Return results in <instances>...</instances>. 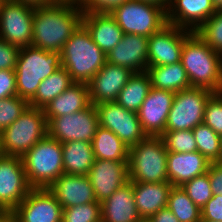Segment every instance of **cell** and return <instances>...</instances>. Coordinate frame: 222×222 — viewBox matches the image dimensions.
<instances>
[{
	"label": "cell",
	"mask_w": 222,
	"mask_h": 222,
	"mask_svg": "<svg viewBox=\"0 0 222 222\" xmlns=\"http://www.w3.org/2000/svg\"><path fill=\"white\" fill-rule=\"evenodd\" d=\"M76 2L59 0L51 5L35 7L31 46L61 52L67 40L82 24L83 11H78L72 5Z\"/></svg>",
	"instance_id": "6da1fadb"
},
{
	"label": "cell",
	"mask_w": 222,
	"mask_h": 222,
	"mask_svg": "<svg viewBox=\"0 0 222 222\" xmlns=\"http://www.w3.org/2000/svg\"><path fill=\"white\" fill-rule=\"evenodd\" d=\"M222 55L193 32L183 44L181 63L191 87L222 92Z\"/></svg>",
	"instance_id": "7a4b0ae2"
},
{
	"label": "cell",
	"mask_w": 222,
	"mask_h": 222,
	"mask_svg": "<svg viewBox=\"0 0 222 222\" xmlns=\"http://www.w3.org/2000/svg\"><path fill=\"white\" fill-rule=\"evenodd\" d=\"M61 65L76 83H88L106 63L105 53L81 24L63 46Z\"/></svg>",
	"instance_id": "3957f363"
},
{
	"label": "cell",
	"mask_w": 222,
	"mask_h": 222,
	"mask_svg": "<svg viewBox=\"0 0 222 222\" xmlns=\"http://www.w3.org/2000/svg\"><path fill=\"white\" fill-rule=\"evenodd\" d=\"M60 52L33 46L20 48L15 68L17 96L30 101L44 79L61 67Z\"/></svg>",
	"instance_id": "277c9868"
},
{
	"label": "cell",
	"mask_w": 222,
	"mask_h": 222,
	"mask_svg": "<svg viewBox=\"0 0 222 222\" xmlns=\"http://www.w3.org/2000/svg\"><path fill=\"white\" fill-rule=\"evenodd\" d=\"M21 158L32 188H48L64 173L62 143L48 135Z\"/></svg>",
	"instance_id": "5b68a950"
},
{
	"label": "cell",
	"mask_w": 222,
	"mask_h": 222,
	"mask_svg": "<svg viewBox=\"0 0 222 222\" xmlns=\"http://www.w3.org/2000/svg\"><path fill=\"white\" fill-rule=\"evenodd\" d=\"M167 149L161 137L147 136L129 148L128 173L131 182L168 181Z\"/></svg>",
	"instance_id": "8992f818"
},
{
	"label": "cell",
	"mask_w": 222,
	"mask_h": 222,
	"mask_svg": "<svg viewBox=\"0 0 222 222\" xmlns=\"http://www.w3.org/2000/svg\"><path fill=\"white\" fill-rule=\"evenodd\" d=\"M44 110L28 107L10 126L0 133L3 155L22 157L38 141L48 135Z\"/></svg>",
	"instance_id": "52a82bcc"
},
{
	"label": "cell",
	"mask_w": 222,
	"mask_h": 222,
	"mask_svg": "<svg viewBox=\"0 0 222 222\" xmlns=\"http://www.w3.org/2000/svg\"><path fill=\"white\" fill-rule=\"evenodd\" d=\"M124 34L150 37L167 24L166 11L155 4L127 0L109 12Z\"/></svg>",
	"instance_id": "ba28073f"
},
{
	"label": "cell",
	"mask_w": 222,
	"mask_h": 222,
	"mask_svg": "<svg viewBox=\"0 0 222 222\" xmlns=\"http://www.w3.org/2000/svg\"><path fill=\"white\" fill-rule=\"evenodd\" d=\"M212 91L191 87L175 93L165 131L193 130L203 123L204 112Z\"/></svg>",
	"instance_id": "9c48e42d"
},
{
	"label": "cell",
	"mask_w": 222,
	"mask_h": 222,
	"mask_svg": "<svg viewBox=\"0 0 222 222\" xmlns=\"http://www.w3.org/2000/svg\"><path fill=\"white\" fill-rule=\"evenodd\" d=\"M35 7L18 0L0 2V38L20 48L31 46Z\"/></svg>",
	"instance_id": "30bf717a"
},
{
	"label": "cell",
	"mask_w": 222,
	"mask_h": 222,
	"mask_svg": "<svg viewBox=\"0 0 222 222\" xmlns=\"http://www.w3.org/2000/svg\"><path fill=\"white\" fill-rule=\"evenodd\" d=\"M46 119L48 136L62 144L71 141L92 143L93 137L100 126L97 110L93 104L73 114Z\"/></svg>",
	"instance_id": "8fae6325"
},
{
	"label": "cell",
	"mask_w": 222,
	"mask_h": 222,
	"mask_svg": "<svg viewBox=\"0 0 222 222\" xmlns=\"http://www.w3.org/2000/svg\"><path fill=\"white\" fill-rule=\"evenodd\" d=\"M29 185L21 157L0 155V214H10L28 195Z\"/></svg>",
	"instance_id": "7c38bea8"
},
{
	"label": "cell",
	"mask_w": 222,
	"mask_h": 222,
	"mask_svg": "<svg viewBox=\"0 0 222 222\" xmlns=\"http://www.w3.org/2000/svg\"><path fill=\"white\" fill-rule=\"evenodd\" d=\"M94 106L99 125L116 134L128 148L147 137L136 112L125 109L116 101L102 102Z\"/></svg>",
	"instance_id": "4fadbf2b"
},
{
	"label": "cell",
	"mask_w": 222,
	"mask_h": 222,
	"mask_svg": "<svg viewBox=\"0 0 222 222\" xmlns=\"http://www.w3.org/2000/svg\"><path fill=\"white\" fill-rule=\"evenodd\" d=\"M62 211L48 188H32L10 214L15 222H62Z\"/></svg>",
	"instance_id": "5bb4252c"
},
{
	"label": "cell",
	"mask_w": 222,
	"mask_h": 222,
	"mask_svg": "<svg viewBox=\"0 0 222 222\" xmlns=\"http://www.w3.org/2000/svg\"><path fill=\"white\" fill-rule=\"evenodd\" d=\"M167 23L148 38V66L170 65L181 61L184 41L193 33ZM184 34V35H183Z\"/></svg>",
	"instance_id": "9a60e30c"
},
{
	"label": "cell",
	"mask_w": 222,
	"mask_h": 222,
	"mask_svg": "<svg viewBox=\"0 0 222 222\" xmlns=\"http://www.w3.org/2000/svg\"><path fill=\"white\" fill-rule=\"evenodd\" d=\"M175 93L151 87L137 112L147 136L160 137L165 132Z\"/></svg>",
	"instance_id": "2e32d148"
},
{
	"label": "cell",
	"mask_w": 222,
	"mask_h": 222,
	"mask_svg": "<svg viewBox=\"0 0 222 222\" xmlns=\"http://www.w3.org/2000/svg\"><path fill=\"white\" fill-rule=\"evenodd\" d=\"M88 177L96 201L102 203L129 181L128 161L95 159Z\"/></svg>",
	"instance_id": "e0dca14e"
},
{
	"label": "cell",
	"mask_w": 222,
	"mask_h": 222,
	"mask_svg": "<svg viewBox=\"0 0 222 222\" xmlns=\"http://www.w3.org/2000/svg\"><path fill=\"white\" fill-rule=\"evenodd\" d=\"M134 73L127 67L106 62L87 83L91 104L116 101L119 92Z\"/></svg>",
	"instance_id": "ac0fdd59"
},
{
	"label": "cell",
	"mask_w": 222,
	"mask_h": 222,
	"mask_svg": "<svg viewBox=\"0 0 222 222\" xmlns=\"http://www.w3.org/2000/svg\"><path fill=\"white\" fill-rule=\"evenodd\" d=\"M148 38L141 35L124 34L121 41L106 55V62L127 67L135 73L146 72L148 67Z\"/></svg>",
	"instance_id": "d6986e66"
},
{
	"label": "cell",
	"mask_w": 222,
	"mask_h": 222,
	"mask_svg": "<svg viewBox=\"0 0 222 222\" xmlns=\"http://www.w3.org/2000/svg\"><path fill=\"white\" fill-rule=\"evenodd\" d=\"M48 190L58 200L62 208L96 201L88 175L63 173L48 187Z\"/></svg>",
	"instance_id": "ffe728a7"
},
{
	"label": "cell",
	"mask_w": 222,
	"mask_h": 222,
	"mask_svg": "<svg viewBox=\"0 0 222 222\" xmlns=\"http://www.w3.org/2000/svg\"><path fill=\"white\" fill-rule=\"evenodd\" d=\"M82 24L93 42L107 55L123 38L124 32L109 12H83Z\"/></svg>",
	"instance_id": "44dd1931"
},
{
	"label": "cell",
	"mask_w": 222,
	"mask_h": 222,
	"mask_svg": "<svg viewBox=\"0 0 222 222\" xmlns=\"http://www.w3.org/2000/svg\"><path fill=\"white\" fill-rule=\"evenodd\" d=\"M210 162L198 151L190 153H167L168 182L181 187L196 176L208 171Z\"/></svg>",
	"instance_id": "7402d4cb"
},
{
	"label": "cell",
	"mask_w": 222,
	"mask_h": 222,
	"mask_svg": "<svg viewBox=\"0 0 222 222\" xmlns=\"http://www.w3.org/2000/svg\"><path fill=\"white\" fill-rule=\"evenodd\" d=\"M102 222H144L138 215L129 180L101 203Z\"/></svg>",
	"instance_id": "603a6c76"
},
{
	"label": "cell",
	"mask_w": 222,
	"mask_h": 222,
	"mask_svg": "<svg viewBox=\"0 0 222 222\" xmlns=\"http://www.w3.org/2000/svg\"><path fill=\"white\" fill-rule=\"evenodd\" d=\"M173 185L168 182H132L134 200L138 215L146 222L160 209L167 207L168 197Z\"/></svg>",
	"instance_id": "cb8c5ba5"
},
{
	"label": "cell",
	"mask_w": 222,
	"mask_h": 222,
	"mask_svg": "<svg viewBox=\"0 0 222 222\" xmlns=\"http://www.w3.org/2000/svg\"><path fill=\"white\" fill-rule=\"evenodd\" d=\"M91 105L87 83H73L63 93L53 99L43 110L46 118L73 114Z\"/></svg>",
	"instance_id": "d4e9b609"
},
{
	"label": "cell",
	"mask_w": 222,
	"mask_h": 222,
	"mask_svg": "<svg viewBox=\"0 0 222 222\" xmlns=\"http://www.w3.org/2000/svg\"><path fill=\"white\" fill-rule=\"evenodd\" d=\"M176 2L177 16L166 12V21L169 24L183 28L190 23L195 24L192 32H195L207 19H209L217 10L212 0H174ZM170 13V14H169ZM195 22H200L199 24ZM197 24V25H196Z\"/></svg>",
	"instance_id": "484cf974"
},
{
	"label": "cell",
	"mask_w": 222,
	"mask_h": 222,
	"mask_svg": "<svg viewBox=\"0 0 222 222\" xmlns=\"http://www.w3.org/2000/svg\"><path fill=\"white\" fill-rule=\"evenodd\" d=\"M63 171L69 175H88L95 156L92 143L71 141L62 144Z\"/></svg>",
	"instance_id": "4316f807"
},
{
	"label": "cell",
	"mask_w": 222,
	"mask_h": 222,
	"mask_svg": "<svg viewBox=\"0 0 222 222\" xmlns=\"http://www.w3.org/2000/svg\"><path fill=\"white\" fill-rule=\"evenodd\" d=\"M154 88L170 92H179L191 88L181 61L163 66H148L146 71Z\"/></svg>",
	"instance_id": "83f0119b"
},
{
	"label": "cell",
	"mask_w": 222,
	"mask_h": 222,
	"mask_svg": "<svg viewBox=\"0 0 222 222\" xmlns=\"http://www.w3.org/2000/svg\"><path fill=\"white\" fill-rule=\"evenodd\" d=\"M92 147L95 159L128 161L129 148L107 128L98 127L93 137Z\"/></svg>",
	"instance_id": "f1b7e54d"
},
{
	"label": "cell",
	"mask_w": 222,
	"mask_h": 222,
	"mask_svg": "<svg viewBox=\"0 0 222 222\" xmlns=\"http://www.w3.org/2000/svg\"><path fill=\"white\" fill-rule=\"evenodd\" d=\"M73 83L75 82L67 70L61 66L48 78L41 81L35 96L29 101V106L43 109Z\"/></svg>",
	"instance_id": "f546056e"
},
{
	"label": "cell",
	"mask_w": 222,
	"mask_h": 222,
	"mask_svg": "<svg viewBox=\"0 0 222 222\" xmlns=\"http://www.w3.org/2000/svg\"><path fill=\"white\" fill-rule=\"evenodd\" d=\"M151 87V78L147 72L134 73L119 92L116 102L125 109L137 113Z\"/></svg>",
	"instance_id": "4dcf8cb0"
},
{
	"label": "cell",
	"mask_w": 222,
	"mask_h": 222,
	"mask_svg": "<svg viewBox=\"0 0 222 222\" xmlns=\"http://www.w3.org/2000/svg\"><path fill=\"white\" fill-rule=\"evenodd\" d=\"M167 208L179 222H200L201 209L181 187H173L169 193Z\"/></svg>",
	"instance_id": "1f68e13d"
},
{
	"label": "cell",
	"mask_w": 222,
	"mask_h": 222,
	"mask_svg": "<svg viewBox=\"0 0 222 222\" xmlns=\"http://www.w3.org/2000/svg\"><path fill=\"white\" fill-rule=\"evenodd\" d=\"M192 131L196 140L197 151L210 163L217 162L220 157L221 136L204 123L198 124Z\"/></svg>",
	"instance_id": "d6a6232c"
},
{
	"label": "cell",
	"mask_w": 222,
	"mask_h": 222,
	"mask_svg": "<svg viewBox=\"0 0 222 222\" xmlns=\"http://www.w3.org/2000/svg\"><path fill=\"white\" fill-rule=\"evenodd\" d=\"M195 33L216 53L222 54V10H217Z\"/></svg>",
	"instance_id": "836d02e7"
},
{
	"label": "cell",
	"mask_w": 222,
	"mask_h": 222,
	"mask_svg": "<svg viewBox=\"0 0 222 222\" xmlns=\"http://www.w3.org/2000/svg\"><path fill=\"white\" fill-rule=\"evenodd\" d=\"M160 137L168 152L190 153L197 151L192 130L165 131Z\"/></svg>",
	"instance_id": "e575fe53"
},
{
	"label": "cell",
	"mask_w": 222,
	"mask_h": 222,
	"mask_svg": "<svg viewBox=\"0 0 222 222\" xmlns=\"http://www.w3.org/2000/svg\"><path fill=\"white\" fill-rule=\"evenodd\" d=\"M62 222H102L101 203L95 201L63 208Z\"/></svg>",
	"instance_id": "d590c367"
},
{
	"label": "cell",
	"mask_w": 222,
	"mask_h": 222,
	"mask_svg": "<svg viewBox=\"0 0 222 222\" xmlns=\"http://www.w3.org/2000/svg\"><path fill=\"white\" fill-rule=\"evenodd\" d=\"M181 188L200 209H202L213 196L208 172L196 176L183 184Z\"/></svg>",
	"instance_id": "8d00e7d4"
},
{
	"label": "cell",
	"mask_w": 222,
	"mask_h": 222,
	"mask_svg": "<svg viewBox=\"0 0 222 222\" xmlns=\"http://www.w3.org/2000/svg\"><path fill=\"white\" fill-rule=\"evenodd\" d=\"M29 107V102L15 95L0 99V133Z\"/></svg>",
	"instance_id": "74e56055"
},
{
	"label": "cell",
	"mask_w": 222,
	"mask_h": 222,
	"mask_svg": "<svg viewBox=\"0 0 222 222\" xmlns=\"http://www.w3.org/2000/svg\"><path fill=\"white\" fill-rule=\"evenodd\" d=\"M222 92L213 93L206 104L203 123L222 136Z\"/></svg>",
	"instance_id": "f35d334b"
},
{
	"label": "cell",
	"mask_w": 222,
	"mask_h": 222,
	"mask_svg": "<svg viewBox=\"0 0 222 222\" xmlns=\"http://www.w3.org/2000/svg\"><path fill=\"white\" fill-rule=\"evenodd\" d=\"M20 47L0 38V70H15Z\"/></svg>",
	"instance_id": "ab89813d"
},
{
	"label": "cell",
	"mask_w": 222,
	"mask_h": 222,
	"mask_svg": "<svg viewBox=\"0 0 222 222\" xmlns=\"http://www.w3.org/2000/svg\"><path fill=\"white\" fill-rule=\"evenodd\" d=\"M201 219L222 222V195L214 194L203 206Z\"/></svg>",
	"instance_id": "60d3db41"
},
{
	"label": "cell",
	"mask_w": 222,
	"mask_h": 222,
	"mask_svg": "<svg viewBox=\"0 0 222 222\" xmlns=\"http://www.w3.org/2000/svg\"><path fill=\"white\" fill-rule=\"evenodd\" d=\"M17 95L15 70H0V99Z\"/></svg>",
	"instance_id": "b9f144b4"
},
{
	"label": "cell",
	"mask_w": 222,
	"mask_h": 222,
	"mask_svg": "<svg viewBox=\"0 0 222 222\" xmlns=\"http://www.w3.org/2000/svg\"><path fill=\"white\" fill-rule=\"evenodd\" d=\"M83 12H110L115 6L127 0H77Z\"/></svg>",
	"instance_id": "7bdbcfd3"
},
{
	"label": "cell",
	"mask_w": 222,
	"mask_h": 222,
	"mask_svg": "<svg viewBox=\"0 0 222 222\" xmlns=\"http://www.w3.org/2000/svg\"><path fill=\"white\" fill-rule=\"evenodd\" d=\"M207 172L213 195H222V163L211 162Z\"/></svg>",
	"instance_id": "ee69618b"
},
{
	"label": "cell",
	"mask_w": 222,
	"mask_h": 222,
	"mask_svg": "<svg viewBox=\"0 0 222 222\" xmlns=\"http://www.w3.org/2000/svg\"><path fill=\"white\" fill-rule=\"evenodd\" d=\"M146 222H179V220L165 207L153 214Z\"/></svg>",
	"instance_id": "f6af8a7d"
},
{
	"label": "cell",
	"mask_w": 222,
	"mask_h": 222,
	"mask_svg": "<svg viewBox=\"0 0 222 222\" xmlns=\"http://www.w3.org/2000/svg\"><path fill=\"white\" fill-rule=\"evenodd\" d=\"M18 1L37 7V6L51 5L55 2H58L59 0H18Z\"/></svg>",
	"instance_id": "bcb514c9"
},
{
	"label": "cell",
	"mask_w": 222,
	"mask_h": 222,
	"mask_svg": "<svg viewBox=\"0 0 222 222\" xmlns=\"http://www.w3.org/2000/svg\"><path fill=\"white\" fill-rule=\"evenodd\" d=\"M140 1L158 5V6L162 7L164 10H166V12H167L168 9H165V4H166V2L169 3L170 0H140Z\"/></svg>",
	"instance_id": "7dc6e473"
},
{
	"label": "cell",
	"mask_w": 222,
	"mask_h": 222,
	"mask_svg": "<svg viewBox=\"0 0 222 222\" xmlns=\"http://www.w3.org/2000/svg\"><path fill=\"white\" fill-rule=\"evenodd\" d=\"M0 222H15L11 214H0Z\"/></svg>",
	"instance_id": "c3c4849f"
},
{
	"label": "cell",
	"mask_w": 222,
	"mask_h": 222,
	"mask_svg": "<svg viewBox=\"0 0 222 222\" xmlns=\"http://www.w3.org/2000/svg\"><path fill=\"white\" fill-rule=\"evenodd\" d=\"M216 10H222V0H212Z\"/></svg>",
	"instance_id": "681fc988"
},
{
	"label": "cell",
	"mask_w": 222,
	"mask_h": 222,
	"mask_svg": "<svg viewBox=\"0 0 222 222\" xmlns=\"http://www.w3.org/2000/svg\"><path fill=\"white\" fill-rule=\"evenodd\" d=\"M217 162H221L222 163V136H221V149H220V157L219 160Z\"/></svg>",
	"instance_id": "f907efd6"
},
{
	"label": "cell",
	"mask_w": 222,
	"mask_h": 222,
	"mask_svg": "<svg viewBox=\"0 0 222 222\" xmlns=\"http://www.w3.org/2000/svg\"><path fill=\"white\" fill-rule=\"evenodd\" d=\"M200 222H218V221H210V220L201 219Z\"/></svg>",
	"instance_id": "816d5d0a"
}]
</instances>
